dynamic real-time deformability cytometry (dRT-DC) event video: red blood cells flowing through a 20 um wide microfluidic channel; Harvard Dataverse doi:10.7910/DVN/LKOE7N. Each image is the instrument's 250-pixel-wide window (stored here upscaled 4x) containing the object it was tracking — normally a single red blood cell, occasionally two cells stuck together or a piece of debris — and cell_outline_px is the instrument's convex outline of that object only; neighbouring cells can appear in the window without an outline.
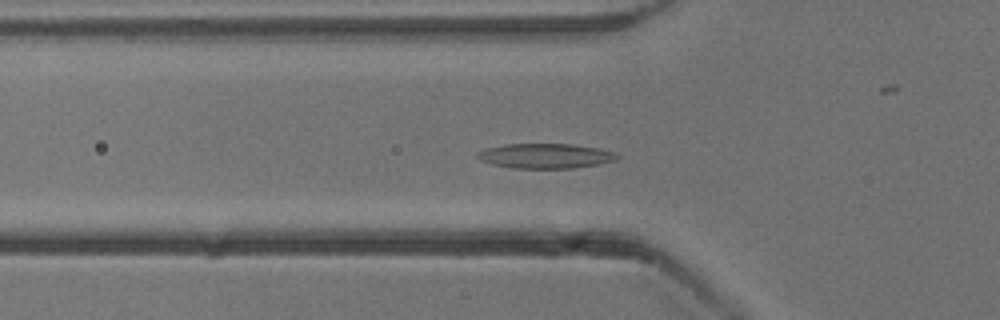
{"species": "common noctule bat (a hibernating species)", "species_latin": "Nyctalus noctula", "temperature_condition": "cold", "stored_images_in_passage": 48, "camera_frame_rate_fps": 3000, "um_per_image_px": 0.085, "animal": {"sex": "male", "body_mass_g": 13.3}, "frame": {"image": 1, "passage_image": 12, "time_ms": 3.667, "image_size_px": [1000, 320], "cell_outline_px": [[620, 156], [616, 160], [600, 164], [576, 168], [512, 168], [492, 164], [480, 160], [476, 156], [476, 152], [488, 148], [504, 144], [572, 144], [600, 148], [616, 152]], "centroid_in_image_um": [46.4, 13.25], "position_along_channel_um": 79.4, "area_um2": 20.4}}
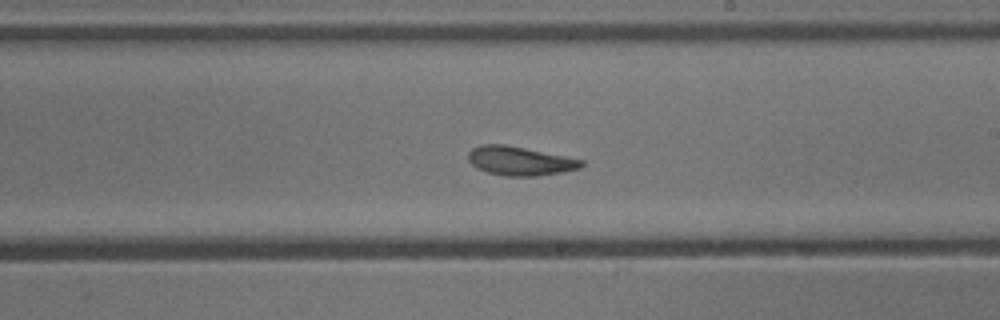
{"frame": {"image": 2, "passage_image": 25, "time_ms": 8.0, "image_size_px": [1000, 320], "cell_outline_px": [[584, 164], [580, 168], [564, 172], [536, 176], [504, 176], [488, 172], [476, 168], [468, 160], [468, 152], [472, 148], [480, 144], [504, 144], [584, 160]], "centroid_in_image_um": [44.17, 13.68], "position_along_channel_um": 244.8, "area_um2": 19.07}}
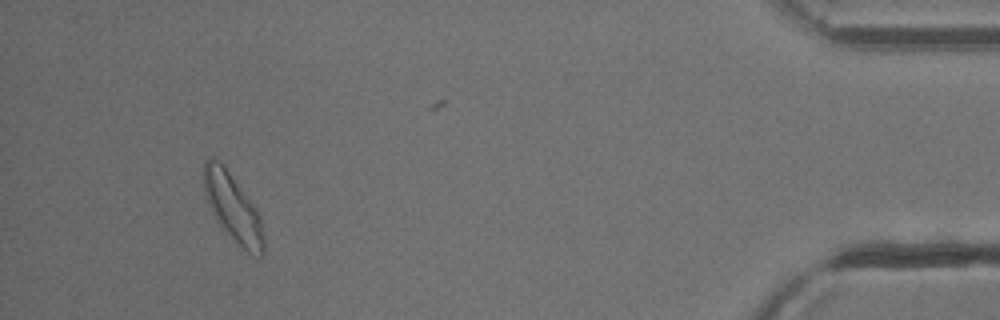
{"frame": {"image": 3, "passage_image": 44, "time_ms": 14.333, "image_size_px": [1000, 320], "cell_outline_px": [[264, 252], [260, 256], [248, 252], [240, 248], [216, 220], [212, 212], [204, 192], [204, 160], [212, 156], [224, 164], [252, 204], [260, 216], [264, 240]], "centroid_in_image_um": [19.78, 17.64], "position_along_channel_um": 415.4, "area_um2": 23.35}, "authors_computed_cell_mechanics": {"area_um2": 19.3919, "velocity_mm_per_s": 3.7915, "shape_relaxation_time_tau1_ms": 4.1531, "shape_relaxation_time_tau2_ms": 3.0847, "deformation_change_tau1": 0.1318, "deformation_change_tau2": 0.1056}}